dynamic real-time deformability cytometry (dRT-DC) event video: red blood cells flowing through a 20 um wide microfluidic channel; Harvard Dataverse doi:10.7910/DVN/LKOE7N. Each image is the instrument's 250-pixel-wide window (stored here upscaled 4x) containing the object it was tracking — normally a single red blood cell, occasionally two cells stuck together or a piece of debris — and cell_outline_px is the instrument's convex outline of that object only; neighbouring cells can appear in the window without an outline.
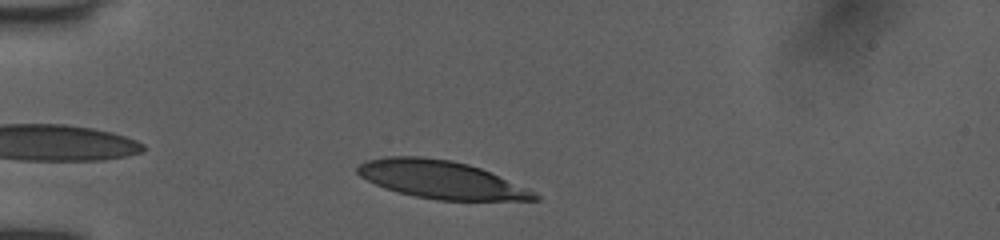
{"species": "human", "species_latin": "Homo sapiens", "temperature_condition": "room temperature", "stored_images_in_passage": 35, "camera_frame_rate_fps": 3000, "um_per_image_px": 0.085, "donor": {"sex": "female"}, "frame": {"image": 1, "passage_image": 4, "time_ms": 1.0, "image_size_px": [1000, 240], "cell_outline_px": [[540, 200], [436, 200], [416, 196], [384, 188], [360, 176], [356, 172], [356, 168], [360, 164], [368, 160], [384, 156], [424, 156], [452, 160], [468, 164], [480, 168], [528, 188], [536, 192], [540, 196]], "centroid_in_image_um": [37.5, 15.26], "position_along_channel_um": 47.5, "area_um2": 38.96}}
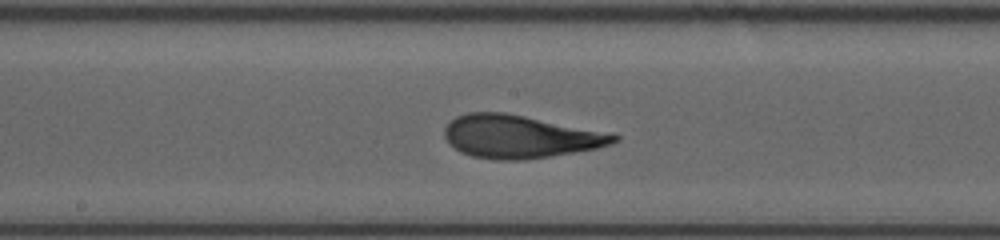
{"frame": {"image": 2, "passage_image": 18, "time_ms": 5.667, "image_size_px": [1000, 240], "cell_outline_px": [[620, 140], [612, 144], [596, 148], [548, 156], [520, 160], [496, 160], [472, 156], [460, 152], [448, 144], [444, 136], [444, 128], [456, 116], [468, 112], [504, 112], [612, 132], [620, 136]], "centroid_in_image_um": [44.2, 11.6], "position_along_channel_um": 204.0, "area_um2": 42.6}}
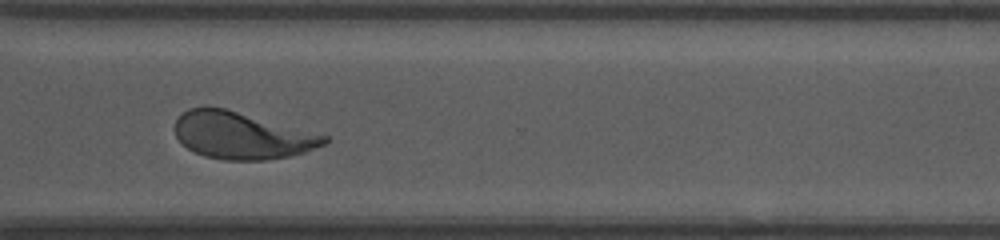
{"frame": {"image": 3, "passage_image": 29, "time_ms": 9.333, "image_size_px": [1000, 240], "cell_outline_px": [[328, 140], [324, 144], [304, 152], [288, 156], [264, 160], [224, 160], [204, 156], [188, 148], [176, 136], [172, 128], [176, 120], [188, 108], [204, 104], [224, 108], [328, 136]], "centroid_in_image_um": [20.47, 11.5], "position_along_channel_um": 350.1, "area_um2": 40.75}, "authors_computed_cell_mechanics": {"area_um2": 41.5582, "velocity_mm_per_s": 3.9962, "shape_relaxation_time_tau1_ms": 3.7778, "shape_relaxation_time_tau2_ms": 0.832, "deformation_change_tau1": 0.2012, "deformation_change_tau2": 0.0902}}